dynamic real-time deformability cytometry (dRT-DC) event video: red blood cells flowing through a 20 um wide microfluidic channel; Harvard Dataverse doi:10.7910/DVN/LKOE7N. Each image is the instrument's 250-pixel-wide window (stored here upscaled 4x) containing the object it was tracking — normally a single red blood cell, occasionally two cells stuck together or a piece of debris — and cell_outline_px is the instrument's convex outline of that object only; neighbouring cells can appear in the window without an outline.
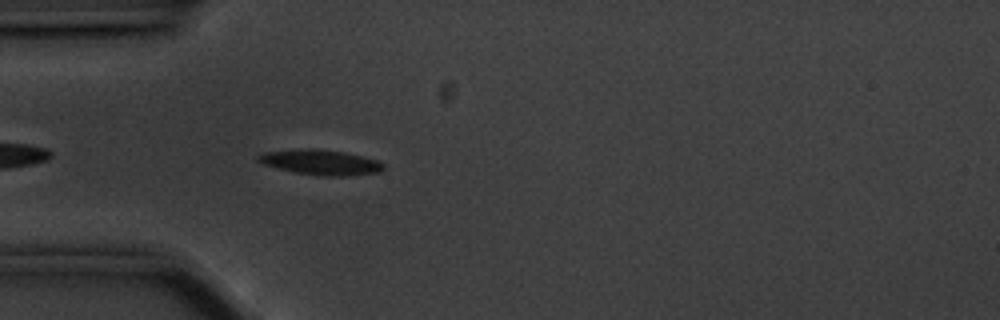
{"species": "common noctule bat (a hibernating species)", "species_latin": "Nyctalus noctula", "temperature_condition": "cold", "stored_images_in_passage": 44, "camera_frame_rate_fps": 3000, "um_per_image_px": 0.085, "animal": {"sex": "male", "body_mass_g": 20.1, "forearm_length_mm": 53.5}, "frame": {"image": 1, "passage_image": 4, "time_ms": 1.0, "image_size_px": [1000, 320], "cell_outline_px": [[384, 168], [380, 172], [348, 176], [320, 176], [296, 172], [264, 164], [256, 160], [256, 156], [264, 152], [308, 148], [316, 148], [344, 152], [376, 160], [384, 164]], "centroid_in_image_um": [27.26, 13.79], "position_along_channel_um": 57.7, "area_um2": 18.21}}
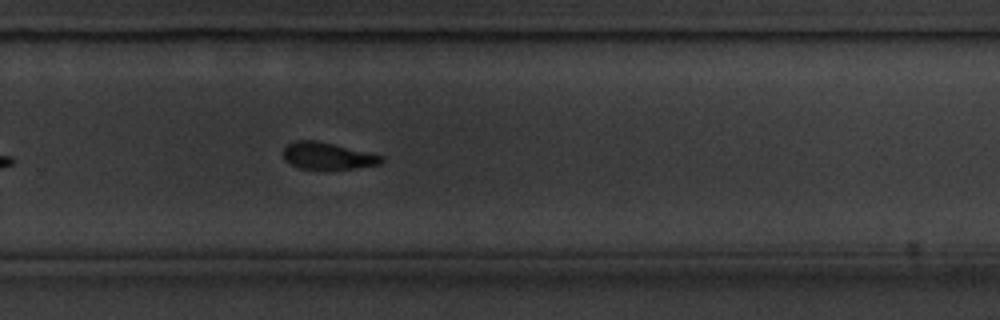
{"frame": {"image": 2, "passage_image": 25, "time_ms": 8.0, "image_size_px": [1000, 320], "cell_outline_px": [[384, 160], [380, 164], [352, 168], [300, 168], [284, 160], [284, 148], [288, 144], [296, 140], [316, 140], [384, 156]], "centroid_in_image_um": [27.84, 13.23], "position_along_channel_um": 302.0, "area_um2": 14.97}}
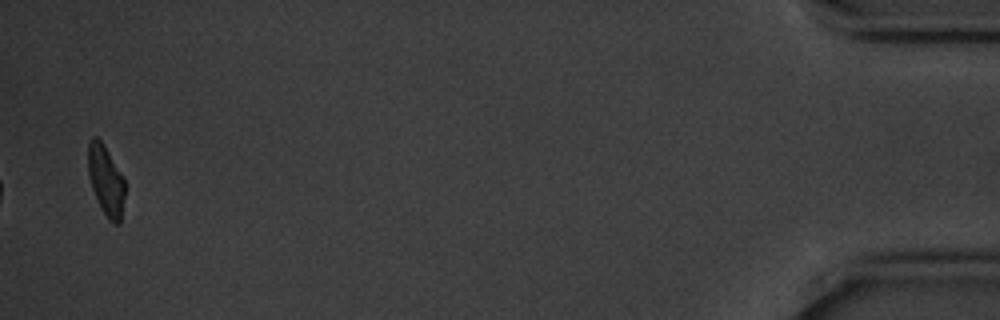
{"frame": {"image": 3, "passage_image": 43, "time_ms": 14.0, "image_size_px": [1000, 320], "cell_outline_px": [[124, 196], [120, 224], [116, 224], [108, 220], [100, 208], [92, 188], [88, 176], [88, 144], [92, 136], [96, 136], [104, 144], [124, 180]], "centroid_in_image_um": [8.98, 15.35], "position_along_channel_um": 426.2, "area_um2": 14.97}, "authors_computed_cell_mechanics": {"area_um2": 16.7042, "velocity_mm_per_s": 3.5298, "shape_relaxation_time_tau1_ms": 2.0773, "shape_relaxation_time_tau2_ms": 7.9225, "deformation_change_tau1": 0.1457, "deformation_change_tau2": 0.1243}}